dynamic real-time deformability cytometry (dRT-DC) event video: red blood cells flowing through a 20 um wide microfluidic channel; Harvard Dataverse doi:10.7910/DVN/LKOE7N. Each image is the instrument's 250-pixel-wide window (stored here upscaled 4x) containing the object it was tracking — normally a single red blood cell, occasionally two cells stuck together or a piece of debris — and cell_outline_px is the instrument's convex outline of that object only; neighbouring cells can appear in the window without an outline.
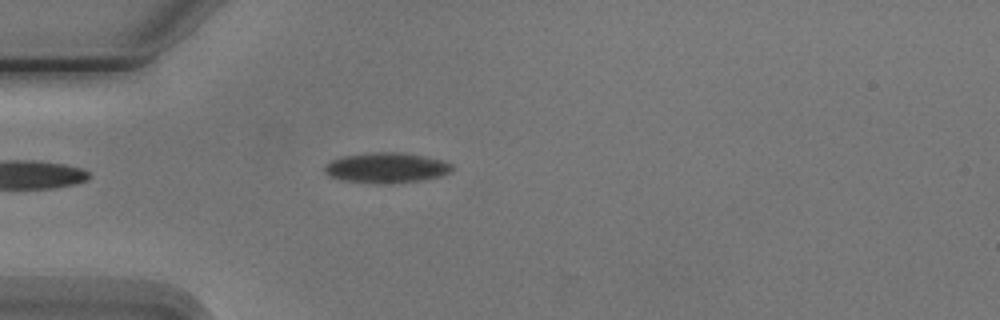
{"species": "Egyptian fruit bat (a non-hibernating species)", "species_latin": "Rousettus aegyptiacus", "temperature_condition": "cold", "stored_images_in_passage": 2, "camera_frame_rate_fps": 3000, "um_per_image_px": 0.085, "animal": {"sex": "male"}, "frame": {"image": 1, "passage_image": 2, "time_ms": 2.0, "image_size_px": [1000, 320], "cell_outline_px": [[456, 168], [452, 172], [440, 176], [420, 180], [380, 184], [344, 180], [328, 176], [324, 172], [324, 168], [332, 160], [344, 156], [376, 152], [400, 152], [424, 156], [444, 160], [452, 164]], "centroid_in_image_um": [32.9, 14.26], "position_along_channel_um": 52.1, "area_um2": 22.43}}